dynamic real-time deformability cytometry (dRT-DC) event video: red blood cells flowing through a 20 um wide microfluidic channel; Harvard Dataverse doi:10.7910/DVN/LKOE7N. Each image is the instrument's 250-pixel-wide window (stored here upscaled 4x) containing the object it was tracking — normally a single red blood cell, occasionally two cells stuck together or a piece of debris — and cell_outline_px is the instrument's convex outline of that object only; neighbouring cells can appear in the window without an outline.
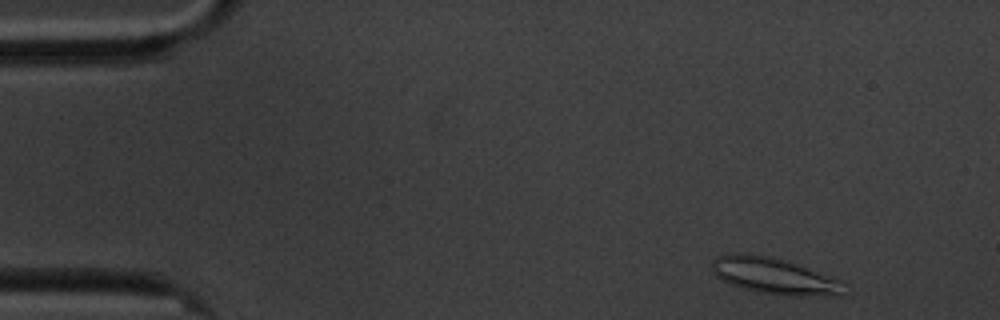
{"species": "common noctule bat (a hibernating species)", "species_latin": "Nyctalus noctula", "temperature_condition": "cold", "stored_images_in_passage": 54, "camera_frame_rate_fps": 3000, "um_per_image_px": 0.085, "animal": {"sex": "male", "body_mass_g": 20.1, "forearm_length_mm": 53.5}, "frame": {"image": 1, "passage_image": 1, "time_ms": 0.0, "image_size_px": [1000, 320], "cell_outline_px": [[840, 296], [788, 296], [760, 292], [744, 288], [732, 284], [716, 276], [712, 272], [712, 260], [720, 256], [740, 252], [748, 252], [768, 256], [784, 260], [840, 280]], "centroid_in_image_um": [65.74, 23.45], "position_along_channel_um": 19.3, "area_um2": 27.34}}
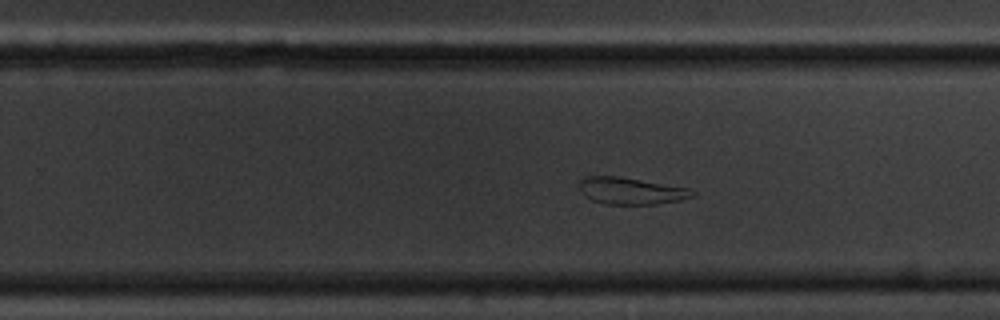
{"frame": {"image": 2, "passage_image": 32, "time_ms": 10.333, "image_size_px": [1000, 320], "cell_outline_px": [[696, 196], [680, 200], [656, 204], [608, 204], [592, 200], [584, 196], [580, 192], [580, 180], [584, 176], [620, 176], [688, 188], [696, 192]], "centroid_in_image_um": [53.63, 16.22], "position_along_channel_um": 276.2, "area_um2": 17.74}}
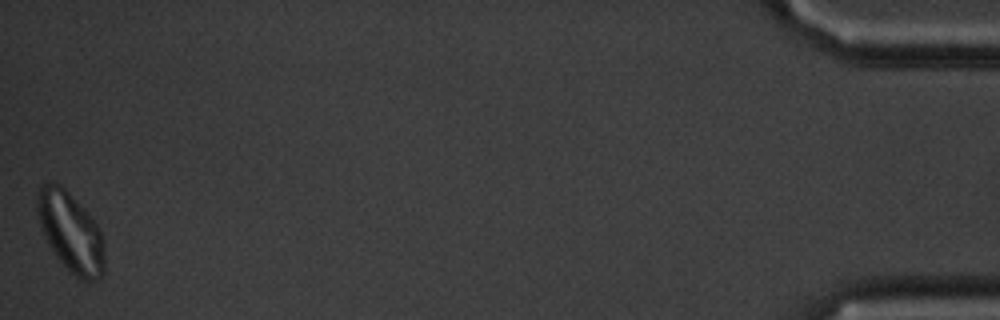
{"frame": {"image": 3, "passage_image": 54, "time_ms": 17.667, "image_size_px": [1000, 320], "cell_outline_px": [[104, 272], [96, 280], [80, 280], [56, 256], [48, 244], [40, 228], [36, 212], [36, 192], [44, 184], [60, 184], [84, 208], [96, 224], [104, 240]], "centroid_in_image_um": [5.99, 19.72], "position_along_channel_um": 429.2, "area_um2": 30.98}, "authors_computed_cell_mechanics": {"area_um2": 22.831, "velocity_mm_per_s": 3.348, "shape_relaxation_time_tau1_ms": null, "shape_relaxation_time_tau2_ms": 4.3303, "deformation_change_tau1": null, "deformation_change_tau2": 0.1324}}